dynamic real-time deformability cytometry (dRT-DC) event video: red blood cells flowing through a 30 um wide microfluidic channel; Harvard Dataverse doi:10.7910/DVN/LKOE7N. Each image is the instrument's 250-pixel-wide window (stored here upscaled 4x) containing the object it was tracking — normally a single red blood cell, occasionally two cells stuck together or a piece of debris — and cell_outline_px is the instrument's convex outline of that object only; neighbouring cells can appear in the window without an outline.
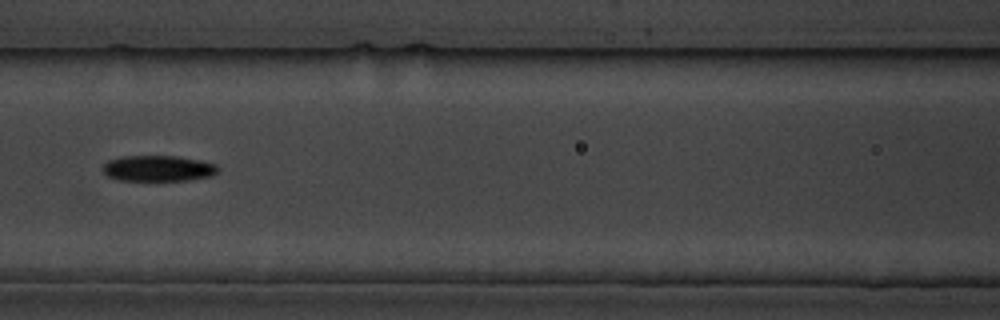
{"species": "common noctule bat (a hibernating species)", "species_latin": "Nyctalus noctula", "temperature_condition": "cold", "stored_images_in_passage": 13, "camera_frame_rate_fps": 3000, "um_per_image_px": 0.085, "animal": {"sex": "male", "body_mass_g": 19.5, "forearm_length_mm": 54.6}, "frame": {"image": 1, "passage_image": 4, "time_ms": 3.333, "image_size_px": [1000, 320], "cell_outline_px": [[220, 168], [212, 176], [192, 180], [116, 180], [108, 176], [100, 168], [108, 160], [120, 156], [176, 156], [200, 160], [216, 164]], "centroid_in_image_um": [13.43, 14.31], "position_along_channel_um": 153.2, "area_um2": 17.51}}
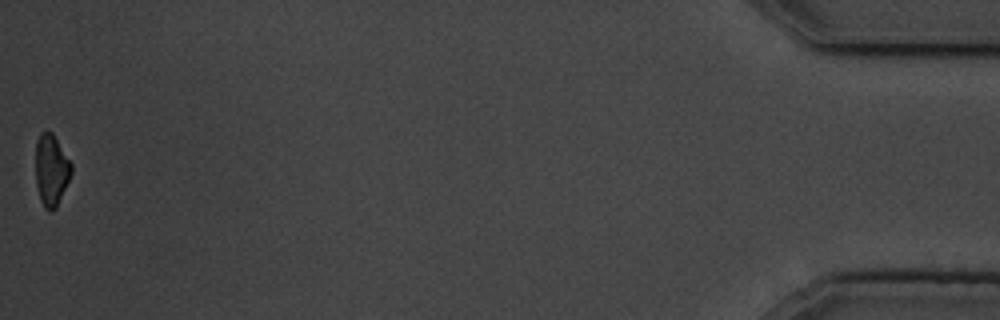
{"frame": {"image": 2, "passage_image": 13, "time_ms": 13.667, "image_size_px": [1000, 320], "cell_outline_px": [[72, 172], [56, 208], [52, 212], [48, 212], [44, 208], [40, 200], [36, 184], [36, 140], [40, 132], [52, 132], [72, 164]], "centroid_in_image_um": [4.35, 14.48], "position_along_channel_um": 430.9, "area_um2": 14.91}, "authors_computed_cell_mechanics": {"area_um2": 17.2822, "velocity_mm_per_s": 3.5808, "shape_relaxation_time_tau1_ms": 2.1257, "shape_relaxation_time_tau2_ms": null, "deformation_change_tau1": 0.0729, "deformation_change_tau2": null}}